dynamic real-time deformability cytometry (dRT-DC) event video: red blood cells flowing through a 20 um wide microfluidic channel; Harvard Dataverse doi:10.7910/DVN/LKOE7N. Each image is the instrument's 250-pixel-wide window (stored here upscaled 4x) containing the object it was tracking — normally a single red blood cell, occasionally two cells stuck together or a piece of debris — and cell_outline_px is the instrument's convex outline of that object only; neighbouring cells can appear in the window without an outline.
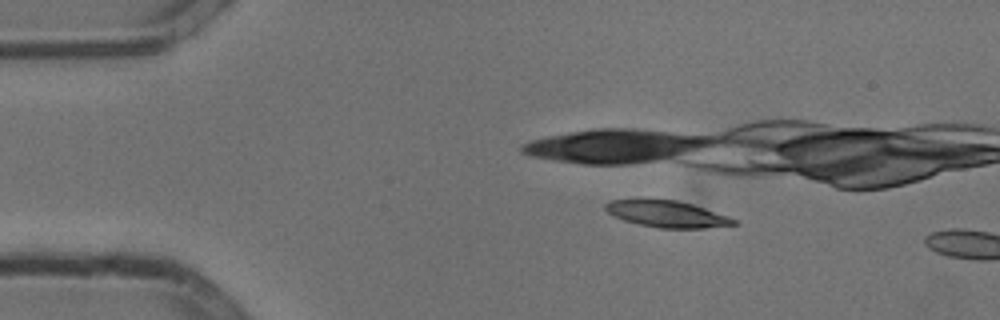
{"species": "common noctule bat (a hibernating species)", "species_latin": "Nyctalus noctula", "temperature_condition": "cold", "stored_images_in_passage": 12, "camera_frame_rate_fps": 3000, "um_per_image_px": 0.085, "animal": {"sex": "male", "body_mass_g": 13.3}, "frame": {"image": 1, "passage_image": 9, "time_ms": 2.667, "image_size_px": [1000, 320], "cell_outline_px": [[740, 224], [704, 228], [656, 228], [624, 220], [608, 212], [604, 208], [604, 204], [608, 200], [676, 200], [692, 204], [728, 216], [736, 220]], "centroid_in_image_um": [56.71, 18.2], "position_along_channel_um": 28.3, "area_um2": 19.59}}